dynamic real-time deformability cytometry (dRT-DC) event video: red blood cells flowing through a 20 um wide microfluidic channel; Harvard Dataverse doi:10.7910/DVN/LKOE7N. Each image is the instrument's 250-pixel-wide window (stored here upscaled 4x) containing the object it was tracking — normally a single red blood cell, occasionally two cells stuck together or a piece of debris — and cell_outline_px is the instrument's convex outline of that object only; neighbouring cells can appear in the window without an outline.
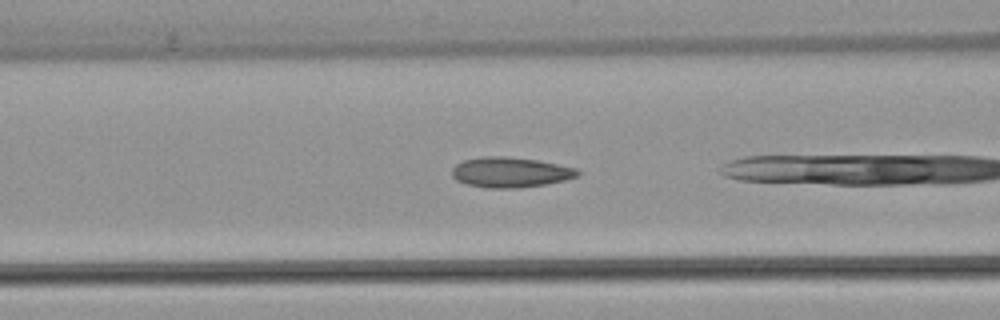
{"species": "common noctule bat (a hibernating species)", "species_latin": "Nyctalus noctula", "temperature_condition": "warm", "stored_images_in_passage": 20, "camera_frame_rate_fps": 3000, "um_per_image_px": 0.085, "animal": {"sex": "female", "body_mass_g": 22.7, "forearm_length_mm": 54.2}, "frame": {"image": 1, "passage_image": 16, "time_ms": 5.0, "image_size_px": [1000, 320], "cell_outline_px": [[580, 176], [564, 180], [544, 184], [516, 188], [488, 188], [468, 184], [456, 180], [452, 176], [452, 168], [456, 164], [464, 160], [484, 156], [508, 156], [536, 160], [576, 168], [580, 172]], "centroid_in_image_um": [43.37, 14.64], "position_along_channel_um": 123.2, "area_um2": 22.02}}
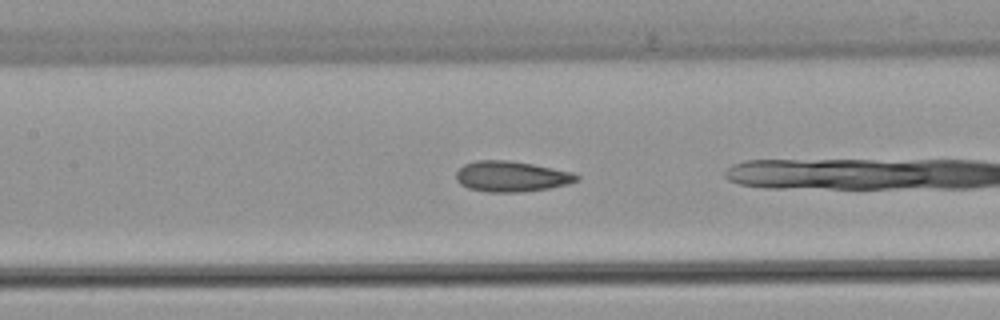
{"frame": {"image": 2, "passage_image": 19, "time_ms": 6.0, "image_size_px": [1000, 320], "cell_outline_px": [[580, 180], [568, 184], [548, 188], [524, 192], [488, 192], [468, 188], [460, 184], [456, 180], [456, 172], [464, 164], [476, 160], [508, 160], [532, 164], [572, 172], [580, 176]], "centroid_in_image_um": [43.47, 15.0], "position_along_channel_um": 163.9, "area_um2": 21.56}}